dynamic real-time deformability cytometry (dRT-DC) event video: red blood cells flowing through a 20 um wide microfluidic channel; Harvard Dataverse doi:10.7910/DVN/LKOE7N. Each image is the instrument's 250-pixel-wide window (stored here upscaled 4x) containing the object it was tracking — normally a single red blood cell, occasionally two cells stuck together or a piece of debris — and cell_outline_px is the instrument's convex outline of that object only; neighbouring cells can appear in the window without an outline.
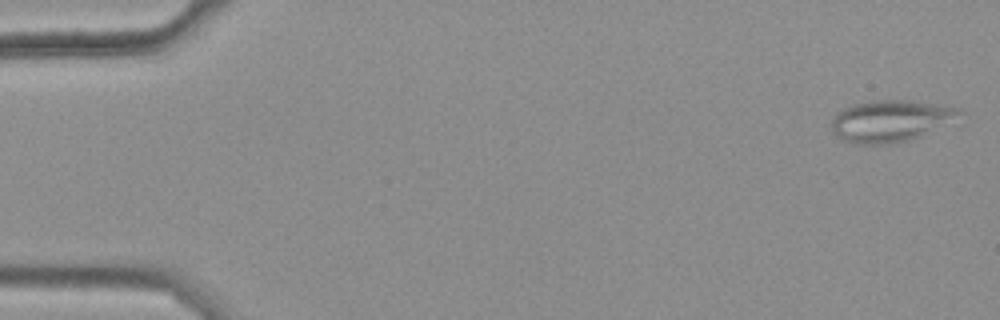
{"species": "common noctule bat (a hibernating species)", "species_latin": "Nyctalus noctula", "temperature_condition": "warm", "stored_images_in_passage": 50, "camera_frame_rate_fps": 3000, "um_per_image_px": 0.085, "animal": {"sex": "female", "body_mass_g": 25.1}, "frame": {"image": 1, "passage_image": 1, "time_ms": 0.0, "image_size_px": [1000, 320], "cell_outline_px": [[964, 112], [920, 136], [908, 140], [888, 144], [856, 144], [840, 140], [832, 132], [832, 116], [836, 112], [852, 104], [876, 100], [908, 100], [960, 108]], "centroid_in_image_um": [75.58, 10.28], "position_along_channel_um": 9.4, "area_um2": 30.63}}
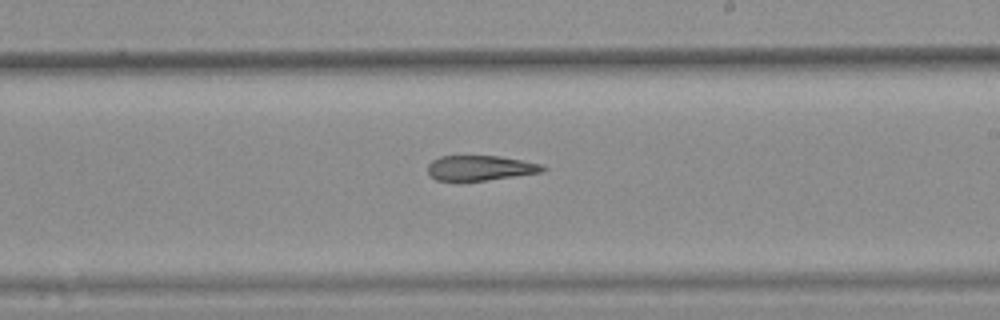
{"frame": {"image": 2, "passage_image": 32, "time_ms": 10.333, "image_size_px": [1000, 320], "cell_outline_px": [[548, 168], [544, 172], [516, 176], [484, 180], [436, 180], [428, 172], [428, 164], [432, 160], [440, 156], [500, 156], [540, 164]], "centroid_in_image_um": [40.84, 14.27], "position_along_channel_um": 248.2, "area_um2": 16.59}}
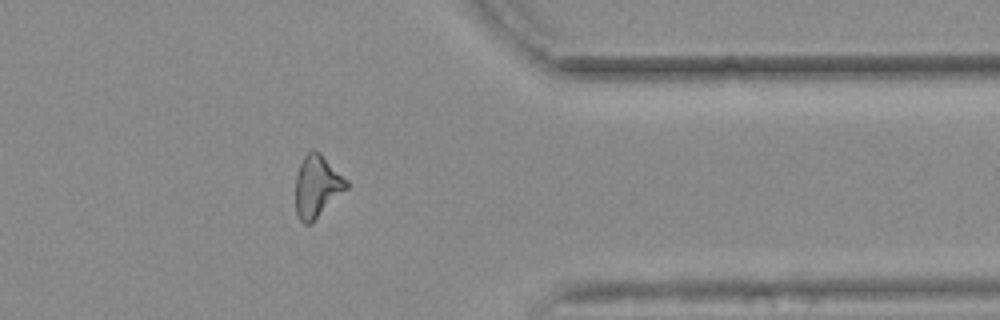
{"frame": {"image": 3, "passage_image": 44, "time_ms": 14.333, "image_size_px": [1000, 320], "cell_outline_px": [[348, 188], [312, 224], [304, 224], [296, 216], [296, 176], [300, 164], [304, 156], [312, 148], [320, 152], [348, 180]], "centroid_in_image_um": [26.96, 15.85], "position_along_channel_um": 384.4, "area_um2": 18.67}}